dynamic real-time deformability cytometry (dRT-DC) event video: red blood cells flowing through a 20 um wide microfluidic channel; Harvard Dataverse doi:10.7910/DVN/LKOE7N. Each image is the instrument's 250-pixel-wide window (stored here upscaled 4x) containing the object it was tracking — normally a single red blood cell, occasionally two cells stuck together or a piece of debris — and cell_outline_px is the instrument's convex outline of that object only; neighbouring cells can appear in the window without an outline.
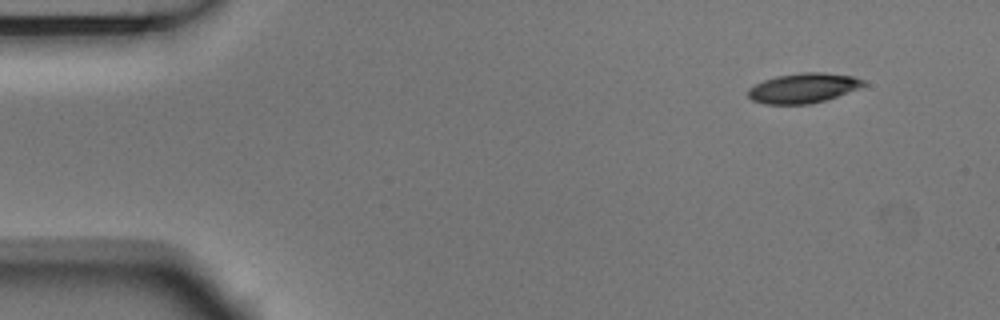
{"species": "Egyptian fruit bat (a non-hibernating species)", "species_latin": "Rousettus aegyptiacus", "temperature_condition": "room temperature", "stored_images_in_passage": 4, "camera_frame_rate_fps": 3000, "um_per_image_px": 0.085, "animal": {"sex": "male"}, "frame": {"image": 1, "passage_image": 1, "time_ms": 0.0, "image_size_px": [1000, 320], "cell_outline_px": [[864, 84], [860, 88], [824, 100], [808, 104], [764, 104], [752, 100], [748, 96], [748, 88], [764, 80], [776, 76], [800, 72], [824, 72], [852, 76], [864, 80]], "centroid_in_image_um": [68.25, 7.48], "position_along_channel_um": 16.8, "area_um2": 19.94}}
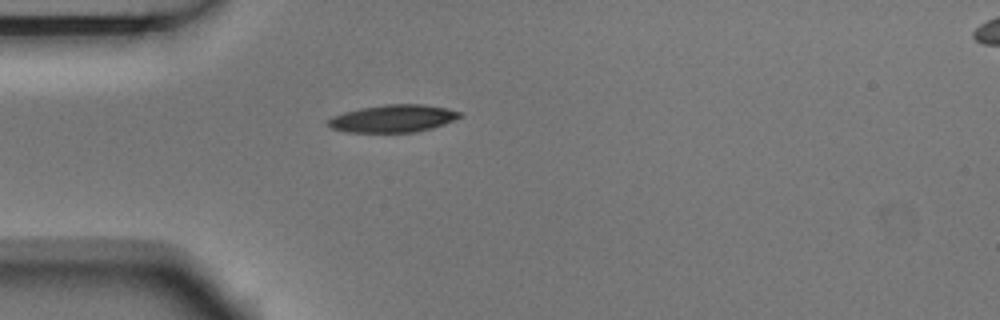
{"frame": {"image": 2, "passage_image": 4, "time_ms": 1.0, "image_size_px": [1000, 320], "cell_outline_px": [[464, 116], [444, 124], [432, 128], [416, 132], [344, 132], [332, 128], [324, 124], [332, 116], [344, 112], [360, 108], [384, 104], [420, 104], [444, 108], [464, 112]], "centroid_in_image_um": [33.4, 10.07], "position_along_channel_um": 51.6, "area_um2": 21.27}}